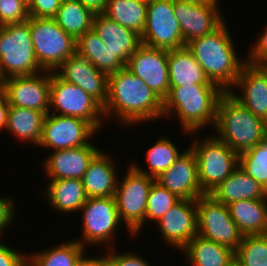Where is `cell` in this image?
Returning a JSON list of instances; mask_svg holds the SVG:
<instances>
[{"label":"cell","instance_id":"6da1fadb","mask_svg":"<svg viewBox=\"0 0 267 266\" xmlns=\"http://www.w3.org/2000/svg\"><path fill=\"white\" fill-rule=\"evenodd\" d=\"M104 118L114 116L123 127L163 117V99L144 80L126 68L108 75V98Z\"/></svg>","mask_w":267,"mask_h":266},{"label":"cell","instance_id":"7a4b0ae2","mask_svg":"<svg viewBox=\"0 0 267 266\" xmlns=\"http://www.w3.org/2000/svg\"><path fill=\"white\" fill-rule=\"evenodd\" d=\"M229 31L224 21L213 32L192 39L186 44L207 78L224 92L233 88L242 67L247 63L246 58L240 59L236 53Z\"/></svg>","mask_w":267,"mask_h":266},{"label":"cell","instance_id":"3957f363","mask_svg":"<svg viewBox=\"0 0 267 266\" xmlns=\"http://www.w3.org/2000/svg\"><path fill=\"white\" fill-rule=\"evenodd\" d=\"M223 93L216 84L170 87L163 100V119L176 113L183 133L198 134L205 126L214 127L218 101Z\"/></svg>","mask_w":267,"mask_h":266},{"label":"cell","instance_id":"277c9868","mask_svg":"<svg viewBox=\"0 0 267 266\" xmlns=\"http://www.w3.org/2000/svg\"><path fill=\"white\" fill-rule=\"evenodd\" d=\"M213 129L216 137L238 155L266 139L265 121L254 115L230 92H224L218 101Z\"/></svg>","mask_w":267,"mask_h":266},{"label":"cell","instance_id":"5b68a950","mask_svg":"<svg viewBox=\"0 0 267 266\" xmlns=\"http://www.w3.org/2000/svg\"><path fill=\"white\" fill-rule=\"evenodd\" d=\"M44 71L36 58L29 22L0 26V81Z\"/></svg>","mask_w":267,"mask_h":266},{"label":"cell","instance_id":"8992f818","mask_svg":"<svg viewBox=\"0 0 267 266\" xmlns=\"http://www.w3.org/2000/svg\"><path fill=\"white\" fill-rule=\"evenodd\" d=\"M202 138H194L190 148L196 157L202 191L210 194L239 166V155L216 135Z\"/></svg>","mask_w":267,"mask_h":266},{"label":"cell","instance_id":"52a82bcc","mask_svg":"<svg viewBox=\"0 0 267 266\" xmlns=\"http://www.w3.org/2000/svg\"><path fill=\"white\" fill-rule=\"evenodd\" d=\"M128 166L123 179L118 178L114 197L121 222L126 224L127 233L135 238L146 223L148 195L156 180L137 171L132 165Z\"/></svg>","mask_w":267,"mask_h":266},{"label":"cell","instance_id":"ba28073f","mask_svg":"<svg viewBox=\"0 0 267 266\" xmlns=\"http://www.w3.org/2000/svg\"><path fill=\"white\" fill-rule=\"evenodd\" d=\"M27 21L36 58L44 71H55L76 53V40L54 18L29 17Z\"/></svg>","mask_w":267,"mask_h":266},{"label":"cell","instance_id":"9c48e42d","mask_svg":"<svg viewBox=\"0 0 267 266\" xmlns=\"http://www.w3.org/2000/svg\"><path fill=\"white\" fill-rule=\"evenodd\" d=\"M90 122L98 131L103 127V106L79 86L51 72L49 111ZM103 118V119H102Z\"/></svg>","mask_w":267,"mask_h":266},{"label":"cell","instance_id":"30bf717a","mask_svg":"<svg viewBox=\"0 0 267 266\" xmlns=\"http://www.w3.org/2000/svg\"><path fill=\"white\" fill-rule=\"evenodd\" d=\"M81 210L82 238L76 241L85 248L103 243L108 247L106 250L114 248L115 231H119L121 223L115 197L87 198Z\"/></svg>","mask_w":267,"mask_h":266},{"label":"cell","instance_id":"8fae6325","mask_svg":"<svg viewBox=\"0 0 267 266\" xmlns=\"http://www.w3.org/2000/svg\"><path fill=\"white\" fill-rule=\"evenodd\" d=\"M197 235L236 251L243 235L230 216L228 207L210 194L196 200Z\"/></svg>","mask_w":267,"mask_h":266},{"label":"cell","instance_id":"7c38bea8","mask_svg":"<svg viewBox=\"0 0 267 266\" xmlns=\"http://www.w3.org/2000/svg\"><path fill=\"white\" fill-rule=\"evenodd\" d=\"M140 39L143 45L164 50L186 46L174 15L173 0H153L147 5L146 24Z\"/></svg>","mask_w":267,"mask_h":266},{"label":"cell","instance_id":"4fadbf2b","mask_svg":"<svg viewBox=\"0 0 267 266\" xmlns=\"http://www.w3.org/2000/svg\"><path fill=\"white\" fill-rule=\"evenodd\" d=\"M50 110L43 123L39 147L52 151L88 145L99 132L90 122L71 116L56 115Z\"/></svg>","mask_w":267,"mask_h":266},{"label":"cell","instance_id":"5bb4252c","mask_svg":"<svg viewBox=\"0 0 267 266\" xmlns=\"http://www.w3.org/2000/svg\"><path fill=\"white\" fill-rule=\"evenodd\" d=\"M2 82L9 106L49 112L51 71L17 76Z\"/></svg>","mask_w":267,"mask_h":266},{"label":"cell","instance_id":"9a60e30c","mask_svg":"<svg viewBox=\"0 0 267 266\" xmlns=\"http://www.w3.org/2000/svg\"><path fill=\"white\" fill-rule=\"evenodd\" d=\"M125 68L144 80L163 100L169 94L168 50L141 44L129 57Z\"/></svg>","mask_w":267,"mask_h":266},{"label":"cell","instance_id":"2e32d148","mask_svg":"<svg viewBox=\"0 0 267 266\" xmlns=\"http://www.w3.org/2000/svg\"><path fill=\"white\" fill-rule=\"evenodd\" d=\"M196 200L180 199L156 223L164 242L183 249L197 235Z\"/></svg>","mask_w":267,"mask_h":266},{"label":"cell","instance_id":"e0dca14e","mask_svg":"<svg viewBox=\"0 0 267 266\" xmlns=\"http://www.w3.org/2000/svg\"><path fill=\"white\" fill-rule=\"evenodd\" d=\"M155 180L180 199L197 200L205 195L198 179L196 157L190 147Z\"/></svg>","mask_w":267,"mask_h":266},{"label":"cell","instance_id":"ac0fdd59","mask_svg":"<svg viewBox=\"0 0 267 266\" xmlns=\"http://www.w3.org/2000/svg\"><path fill=\"white\" fill-rule=\"evenodd\" d=\"M173 11L185 44L213 32L225 21L218 9L189 0H173Z\"/></svg>","mask_w":267,"mask_h":266},{"label":"cell","instance_id":"d6986e66","mask_svg":"<svg viewBox=\"0 0 267 266\" xmlns=\"http://www.w3.org/2000/svg\"><path fill=\"white\" fill-rule=\"evenodd\" d=\"M61 79L89 93L102 106L108 98V75L96 69L77 53L65 60L55 71Z\"/></svg>","mask_w":267,"mask_h":266},{"label":"cell","instance_id":"ffe728a7","mask_svg":"<svg viewBox=\"0 0 267 266\" xmlns=\"http://www.w3.org/2000/svg\"><path fill=\"white\" fill-rule=\"evenodd\" d=\"M94 143L70 149L56 150L44 160V172L50 180L79 179L86 172L89 163L101 151Z\"/></svg>","mask_w":267,"mask_h":266},{"label":"cell","instance_id":"44dd1931","mask_svg":"<svg viewBox=\"0 0 267 266\" xmlns=\"http://www.w3.org/2000/svg\"><path fill=\"white\" fill-rule=\"evenodd\" d=\"M234 87L241 89V94L237 95ZM229 92L254 115L267 120V79L256 66L246 63Z\"/></svg>","mask_w":267,"mask_h":266},{"label":"cell","instance_id":"7402d4cb","mask_svg":"<svg viewBox=\"0 0 267 266\" xmlns=\"http://www.w3.org/2000/svg\"><path fill=\"white\" fill-rule=\"evenodd\" d=\"M92 29L125 66L129 57L141 45L139 34L119 25L103 13L95 14Z\"/></svg>","mask_w":267,"mask_h":266},{"label":"cell","instance_id":"603a6c76","mask_svg":"<svg viewBox=\"0 0 267 266\" xmlns=\"http://www.w3.org/2000/svg\"><path fill=\"white\" fill-rule=\"evenodd\" d=\"M111 158L101 150L89 163L81 179L88 198L115 196L118 172Z\"/></svg>","mask_w":267,"mask_h":266},{"label":"cell","instance_id":"cb8c5ba5","mask_svg":"<svg viewBox=\"0 0 267 266\" xmlns=\"http://www.w3.org/2000/svg\"><path fill=\"white\" fill-rule=\"evenodd\" d=\"M210 195L227 206L235 201L267 199V190L238 166Z\"/></svg>","mask_w":267,"mask_h":266},{"label":"cell","instance_id":"d4e9b609","mask_svg":"<svg viewBox=\"0 0 267 266\" xmlns=\"http://www.w3.org/2000/svg\"><path fill=\"white\" fill-rule=\"evenodd\" d=\"M168 73L170 87L215 84L207 78L203 68L186 46L168 50Z\"/></svg>","mask_w":267,"mask_h":266},{"label":"cell","instance_id":"484cf974","mask_svg":"<svg viewBox=\"0 0 267 266\" xmlns=\"http://www.w3.org/2000/svg\"><path fill=\"white\" fill-rule=\"evenodd\" d=\"M227 207L243 236L267 234V199L235 201Z\"/></svg>","mask_w":267,"mask_h":266},{"label":"cell","instance_id":"4316f807","mask_svg":"<svg viewBox=\"0 0 267 266\" xmlns=\"http://www.w3.org/2000/svg\"><path fill=\"white\" fill-rule=\"evenodd\" d=\"M48 183L44 196L47 198L49 206L51 205L55 211L79 212L88 198L82 180L57 179L49 180Z\"/></svg>","mask_w":267,"mask_h":266},{"label":"cell","instance_id":"83f0119b","mask_svg":"<svg viewBox=\"0 0 267 266\" xmlns=\"http://www.w3.org/2000/svg\"><path fill=\"white\" fill-rule=\"evenodd\" d=\"M76 53L107 75L125 68V65L114 56V53L93 29L76 40Z\"/></svg>","mask_w":267,"mask_h":266},{"label":"cell","instance_id":"f1b7e54d","mask_svg":"<svg viewBox=\"0 0 267 266\" xmlns=\"http://www.w3.org/2000/svg\"><path fill=\"white\" fill-rule=\"evenodd\" d=\"M47 114L41 111L10 106L6 132L13 134L17 140L39 145L42 137L43 123Z\"/></svg>","mask_w":267,"mask_h":266},{"label":"cell","instance_id":"f546056e","mask_svg":"<svg viewBox=\"0 0 267 266\" xmlns=\"http://www.w3.org/2000/svg\"><path fill=\"white\" fill-rule=\"evenodd\" d=\"M190 266H227L235 256L231 248L194 236L182 249Z\"/></svg>","mask_w":267,"mask_h":266},{"label":"cell","instance_id":"4dcf8cb0","mask_svg":"<svg viewBox=\"0 0 267 266\" xmlns=\"http://www.w3.org/2000/svg\"><path fill=\"white\" fill-rule=\"evenodd\" d=\"M85 247L75 239L44 251L27 254V266H77L85 257Z\"/></svg>","mask_w":267,"mask_h":266},{"label":"cell","instance_id":"1f68e13d","mask_svg":"<svg viewBox=\"0 0 267 266\" xmlns=\"http://www.w3.org/2000/svg\"><path fill=\"white\" fill-rule=\"evenodd\" d=\"M95 14L78 0L62 1L56 16V23L75 40L90 31Z\"/></svg>","mask_w":267,"mask_h":266},{"label":"cell","instance_id":"d6a6232c","mask_svg":"<svg viewBox=\"0 0 267 266\" xmlns=\"http://www.w3.org/2000/svg\"><path fill=\"white\" fill-rule=\"evenodd\" d=\"M103 14L141 36L146 24L147 4L137 0H108Z\"/></svg>","mask_w":267,"mask_h":266},{"label":"cell","instance_id":"836d02e7","mask_svg":"<svg viewBox=\"0 0 267 266\" xmlns=\"http://www.w3.org/2000/svg\"><path fill=\"white\" fill-rule=\"evenodd\" d=\"M175 143L167 137H161L156 140L146 151V160L148 163V169L144 170L138 166V162H132L131 165L139 172L151 176L156 179L162 173H164L173 163L182 155ZM149 170V171H148Z\"/></svg>","mask_w":267,"mask_h":266},{"label":"cell","instance_id":"e575fe53","mask_svg":"<svg viewBox=\"0 0 267 266\" xmlns=\"http://www.w3.org/2000/svg\"><path fill=\"white\" fill-rule=\"evenodd\" d=\"M239 167L267 190V138L239 154Z\"/></svg>","mask_w":267,"mask_h":266},{"label":"cell","instance_id":"d590c367","mask_svg":"<svg viewBox=\"0 0 267 266\" xmlns=\"http://www.w3.org/2000/svg\"><path fill=\"white\" fill-rule=\"evenodd\" d=\"M235 256L243 266H267V234L243 236Z\"/></svg>","mask_w":267,"mask_h":266},{"label":"cell","instance_id":"8d00e7d4","mask_svg":"<svg viewBox=\"0 0 267 266\" xmlns=\"http://www.w3.org/2000/svg\"><path fill=\"white\" fill-rule=\"evenodd\" d=\"M179 200L175 194L155 181L148 195L146 222H157Z\"/></svg>","mask_w":267,"mask_h":266},{"label":"cell","instance_id":"74e56055","mask_svg":"<svg viewBox=\"0 0 267 266\" xmlns=\"http://www.w3.org/2000/svg\"><path fill=\"white\" fill-rule=\"evenodd\" d=\"M28 19V7L21 0H0V26L25 22Z\"/></svg>","mask_w":267,"mask_h":266},{"label":"cell","instance_id":"f35d334b","mask_svg":"<svg viewBox=\"0 0 267 266\" xmlns=\"http://www.w3.org/2000/svg\"><path fill=\"white\" fill-rule=\"evenodd\" d=\"M110 249L103 255L107 266H152L147 259H144L143 256L138 254L136 255V253L132 251L129 253L121 252V254H119V252L117 253V251H114L115 248Z\"/></svg>","mask_w":267,"mask_h":266},{"label":"cell","instance_id":"ab89813d","mask_svg":"<svg viewBox=\"0 0 267 266\" xmlns=\"http://www.w3.org/2000/svg\"><path fill=\"white\" fill-rule=\"evenodd\" d=\"M62 0H32L28 6L29 17L54 18Z\"/></svg>","mask_w":267,"mask_h":266},{"label":"cell","instance_id":"60d3db41","mask_svg":"<svg viewBox=\"0 0 267 266\" xmlns=\"http://www.w3.org/2000/svg\"><path fill=\"white\" fill-rule=\"evenodd\" d=\"M0 239V266H27V254L4 245Z\"/></svg>","mask_w":267,"mask_h":266},{"label":"cell","instance_id":"b9f144b4","mask_svg":"<svg viewBox=\"0 0 267 266\" xmlns=\"http://www.w3.org/2000/svg\"><path fill=\"white\" fill-rule=\"evenodd\" d=\"M10 197H0V239L3 238L4 230L10 225H12V222H14V219H16L14 216L15 214V202Z\"/></svg>","mask_w":267,"mask_h":266},{"label":"cell","instance_id":"7bdbcfd3","mask_svg":"<svg viewBox=\"0 0 267 266\" xmlns=\"http://www.w3.org/2000/svg\"><path fill=\"white\" fill-rule=\"evenodd\" d=\"M248 53L249 58H246L248 64L255 66L257 63L267 61V27L262 33L260 32L259 38Z\"/></svg>","mask_w":267,"mask_h":266},{"label":"cell","instance_id":"ee69618b","mask_svg":"<svg viewBox=\"0 0 267 266\" xmlns=\"http://www.w3.org/2000/svg\"><path fill=\"white\" fill-rule=\"evenodd\" d=\"M87 9L91 10L94 14H100L105 11L108 0H78Z\"/></svg>","mask_w":267,"mask_h":266},{"label":"cell","instance_id":"f6af8a7d","mask_svg":"<svg viewBox=\"0 0 267 266\" xmlns=\"http://www.w3.org/2000/svg\"><path fill=\"white\" fill-rule=\"evenodd\" d=\"M9 104L5 96L0 99V131H6Z\"/></svg>","mask_w":267,"mask_h":266},{"label":"cell","instance_id":"bcb514c9","mask_svg":"<svg viewBox=\"0 0 267 266\" xmlns=\"http://www.w3.org/2000/svg\"><path fill=\"white\" fill-rule=\"evenodd\" d=\"M89 255L85 256L77 266H107V263L105 261V258L100 255L101 257L98 256H92L88 257Z\"/></svg>","mask_w":267,"mask_h":266},{"label":"cell","instance_id":"7dc6e473","mask_svg":"<svg viewBox=\"0 0 267 266\" xmlns=\"http://www.w3.org/2000/svg\"><path fill=\"white\" fill-rule=\"evenodd\" d=\"M195 4H200V5H206V6H210L212 8H215V9H220L219 6V0H189Z\"/></svg>","mask_w":267,"mask_h":266},{"label":"cell","instance_id":"c3c4849f","mask_svg":"<svg viewBox=\"0 0 267 266\" xmlns=\"http://www.w3.org/2000/svg\"><path fill=\"white\" fill-rule=\"evenodd\" d=\"M267 79V61H262L255 65Z\"/></svg>","mask_w":267,"mask_h":266},{"label":"cell","instance_id":"681fc988","mask_svg":"<svg viewBox=\"0 0 267 266\" xmlns=\"http://www.w3.org/2000/svg\"><path fill=\"white\" fill-rule=\"evenodd\" d=\"M227 266H243V264L238 260L236 256L227 264Z\"/></svg>","mask_w":267,"mask_h":266},{"label":"cell","instance_id":"f907efd6","mask_svg":"<svg viewBox=\"0 0 267 266\" xmlns=\"http://www.w3.org/2000/svg\"><path fill=\"white\" fill-rule=\"evenodd\" d=\"M4 96V90H3V85L2 82L0 81V99Z\"/></svg>","mask_w":267,"mask_h":266},{"label":"cell","instance_id":"816d5d0a","mask_svg":"<svg viewBox=\"0 0 267 266\" xmlns=\"http://www.w3.org/2000/svg\"><path fill=\"white\" fill-rule=\"evenodd\" d=\"M27 7L31 4L32 0H21Z\"/></svg>","mask_w":267,"mask_h":266},{"label":"cell","instance_id":"f5cc1de1","mask_svg":"<svg viewBox=\"0 0 267 266\" xmlns=\"http://www.w3.org/2000/svg\"><path fill=\"white\" fill-rule=\"evenodd\" d=\"M137 1H139V2H142V3H145V4H149V3H151L153 0H137Z\"/></svg>","mask_w":267,"mask_h":266},{"label":"cell","instance_id":"db71d44e","mask_svg":"<svg viewBox=\"0 0 267 266\" xmlns=\"http://www.w3.org/2000/svg\"><path fill=\"white\" fill-rule=\"evenodd\" d=\"M265 128H266V138H267V120L265 121Z\"/></svg>","mask_w":267,"mask_h":266}]
</instances>
